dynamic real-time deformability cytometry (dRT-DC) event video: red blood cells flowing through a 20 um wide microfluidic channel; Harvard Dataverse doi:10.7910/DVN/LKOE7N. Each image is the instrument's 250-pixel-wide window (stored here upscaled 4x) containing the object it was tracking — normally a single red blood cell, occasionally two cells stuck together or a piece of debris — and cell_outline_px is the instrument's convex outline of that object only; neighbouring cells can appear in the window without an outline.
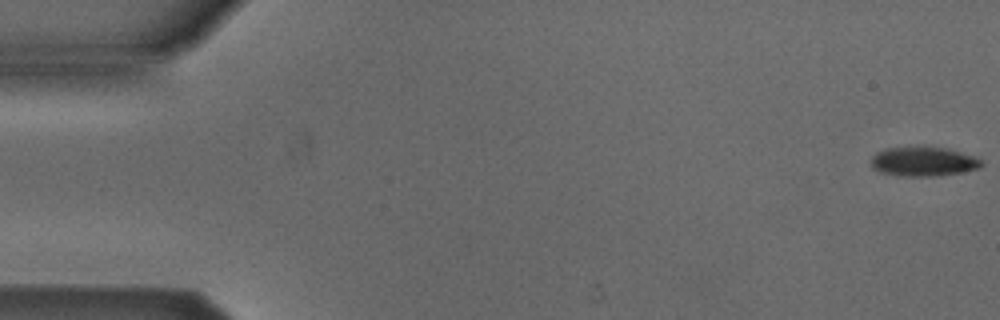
{"species": "Egyptian fruit bat (a non-hibernating species)", "species_latin": "Rousettus aegyptiacus", "temperature_condition": "cold", "stored_images_in_passage": 53, "camera_frame_rate_fps": 3000, "um_per_image_px": 0.085, "animal": {"sex": "male"}, "frame": {"image": 1, "passage_image": 1, "time_ms": 0.0, "image_size_px": [1000, 320], "cell_outline_px": [[984, 164], [980, 168], [960, 172], [936, 176], [896, 176], [880, 172], [872, 168], [872, 156], [876, 152], [884, 148], [924, 144], [944, 148], [976, 156]], "centroid_in_image_um": [78.45, 13.7], "position_along_channel_um": 6.5, "area_um2": 19.54}}
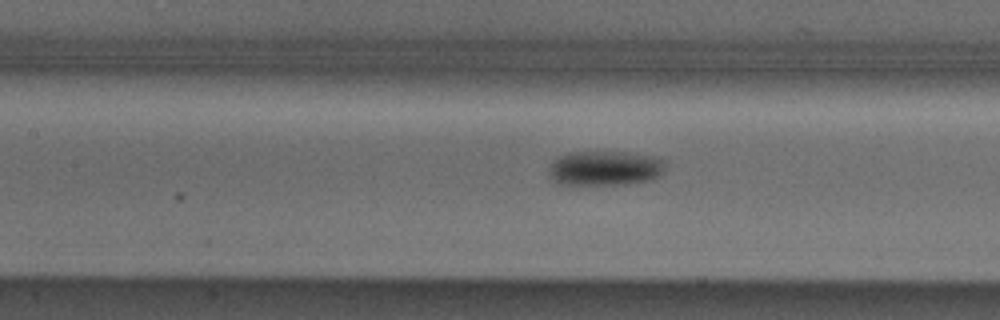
{"frame": {"image": 2, "passage_image": 24, "time_ms": 7.667, "image_size_px": [1000, 320], "cell_outline_px": [[664, 172], [660, 176], [652, 180], [628, 184], [556, 184], [548, 176], [548, 172], [552, 164], [560, 156], [568, 152], [628, 152], [656, 156], [664, 160]], "centroid_in_image_um": [51.46, 14.3], "position_along_channel_um": 155.9, "area_um2": 23.81}}
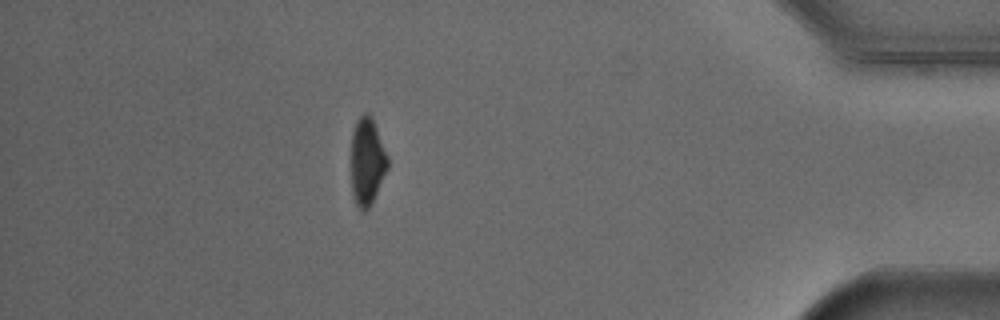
{"frame": {"image": 3, "passage_image": 47, "time_ms": 15.333, "image_size_px": [1000, 320], "cell_outline_px": [[388, 168], [372, 204], [364, 212], [356, 204], [352, 192], [352, 132], [356, 120], [364, 112], [368, 112], [372, 116], [388, 156]], "centroid_in_image_um": [31.22, 13.7], "position_along_channel_um": 404.0, "area_um2": 18.67}, "authors_computed_cell_mechanics": {"area_um2": 20.5768, "velocity_mm_per_s": 3.8794, "shape_relaxation_time_tau1_ms": 2.5045, "shape_relaxation_time_tau2_ms": null, "deformation_change_tau1": 0.0897, "deformation_change_tau2": null}}